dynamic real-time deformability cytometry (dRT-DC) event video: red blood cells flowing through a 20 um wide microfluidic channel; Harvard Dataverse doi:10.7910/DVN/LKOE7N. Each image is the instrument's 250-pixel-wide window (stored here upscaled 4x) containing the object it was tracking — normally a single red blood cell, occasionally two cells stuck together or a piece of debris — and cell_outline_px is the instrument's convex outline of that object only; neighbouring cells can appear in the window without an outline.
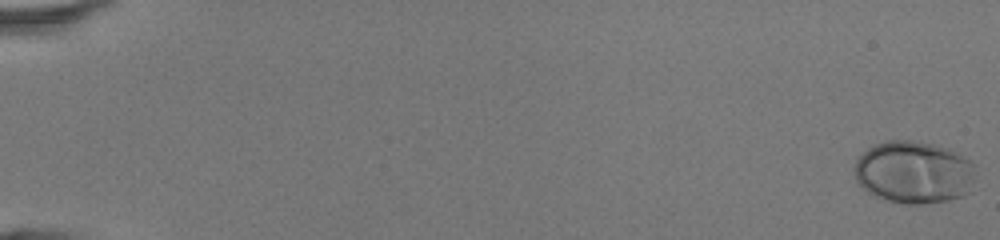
{"species": "human", "species_latin": "Homo sapiens", "temperature_condition": "room temperature", "stored_images_in_passage": 49, "camera_frame_rate_fps": 3000, "um_per_image_px": 0.085, "donor": {"sex": "female"}, "frame": {"image": 1, "passage_image": 1, "time_ms": 0.0, "image_size_px": [1000, 240], "cell_outline_px": [[976, 164], [972, 192], [948, 200], [920, 204], [904, 204], [884, 200], [872, 196], [856, 180], [852, 172], [856, 160], [872, 144], [888, 140], [912, 140], [932, 144], [956, 152]], "centroid_in_image_um": [77.67, 14.65], "position_along_channel_um": 7.3, "area_um2": 44.68}}
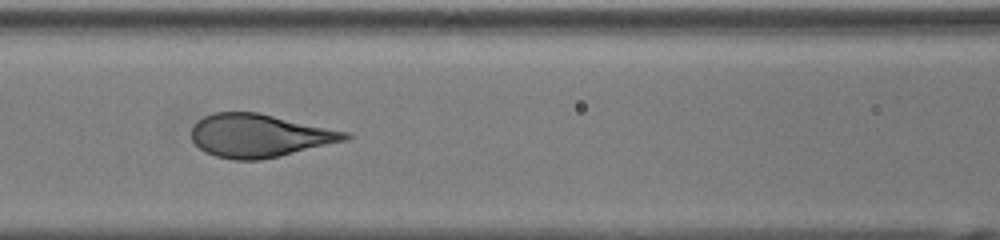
{"frame": {"image": 2, "passage_image": 24, "time_ms": 7.667, "image_size_px": [1000, 240], "cell_outline_px": [[356, 136], [348, 140], [280, 156], [260, 160], [232, 160], [216, 156], [204, 152], [192, 140], [192, 124], [196, 120], [212, 112], [256, 112], [352, 132]], "centroid_in_image_um": [22.09, 11.52], "position_along_channel_um": 144.5, "area_um2": 39.13}}
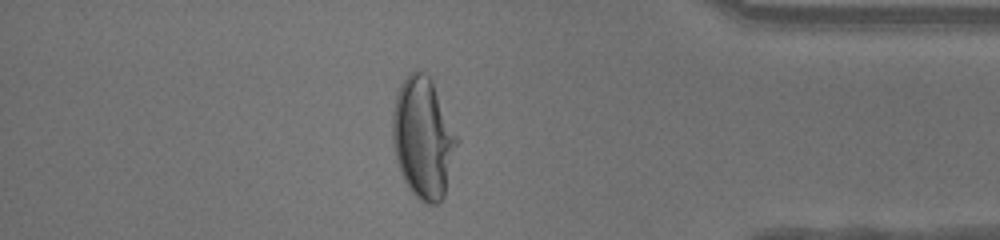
{"frame": {"image": 3, "passage_image": 43, "time_ms": 14.0, "image_size_px": [1000, 240], "cell_outline_px": [[460, 140], [444, 196], [436, 204], [424, 204], [408, 188], [400, 172], [396, 160], [392, 140], [392, 112], [396, 96], [400, 84], [416, 68], [420, 68], [432, 80]], "centroid_in_image_um": [35.98, 11.72], "position_along_channel_um": 399.2, "area_um2": 45.84}, "authors_computed_cell_mechanics": {"area_um2": 39.9398, "velocity_mm_per_s": 4.3754, "shape_relaxation_time_tau1_ms": 4.1397, "shape_relaxation_time_tau2_ms": null, "deformation_change_tau1": 0.2365, "deformation_change_tau2": null}}